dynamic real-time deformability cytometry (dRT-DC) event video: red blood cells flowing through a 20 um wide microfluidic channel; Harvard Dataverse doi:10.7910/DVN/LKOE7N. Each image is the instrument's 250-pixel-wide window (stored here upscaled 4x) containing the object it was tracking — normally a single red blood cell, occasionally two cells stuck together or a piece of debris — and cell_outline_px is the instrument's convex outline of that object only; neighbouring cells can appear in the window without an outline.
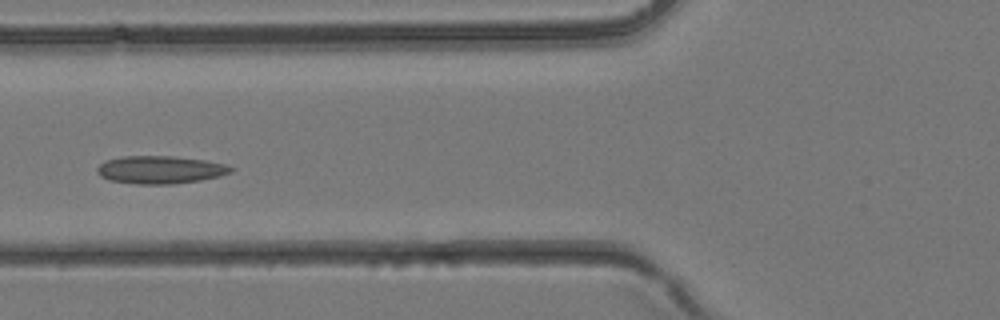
{"species": "common noctule bat (a hibernating species)", "species_latin": "Nyctalus noctula", "temperature_condition": "room temperature", "stored_images_in_passage": 29, "segment_of_instrument_passage": [1, 2], "camera_frame_rate_fps": 3000, "um_per_image_px": 0.085, "animal": {"sex": "female", "body_mass_g": 24.6, "forearm_length_mm": 56.2}, "frame": {"image": 1, "passage_image": 5, "time_ms": 1.333, "image_size_px": [1000, 320], "cell_outline_px": [[236, 168], [232, 172], [220, 176], [200, 180], [172, 184], [136, 184], [108, 180], [100, 176], [96, 172], [96, 168], [104, 160], [124, 156], [172, 156], [204, 160], [228, 164]], "centroid_in_image_um": [13.62, 14.43], "position_along_channel_um": 112.2, "area_um2": 21.91}}
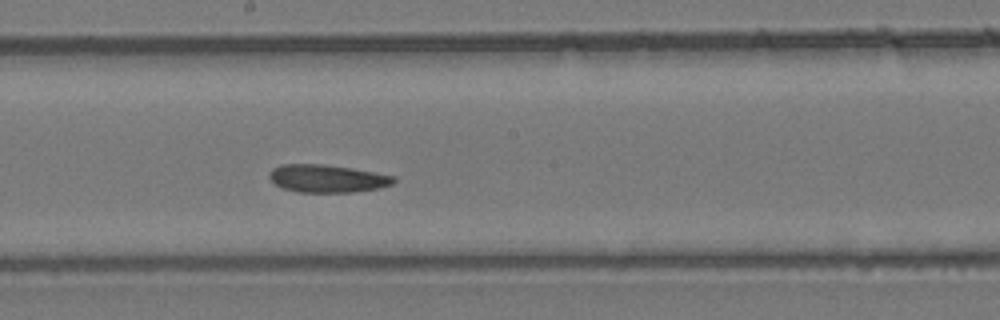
{"frame": {"image": 2, "passage_image": 11, "time_ms": 3.333, "image_size_px": [1000, 320], "cell_outline_px": [[396, 180], [392, 184], [380, 188], [352, 192], [296, 192], [284, 188], [276, 184], [268, 176], [272, 168], [280, 164], [324, 164], [352, 168], [396, 176]], "centroid_in_image_um": [27.83, 15.17], "position_along_channel_um": 220.4, "area_um2": 20.17}}
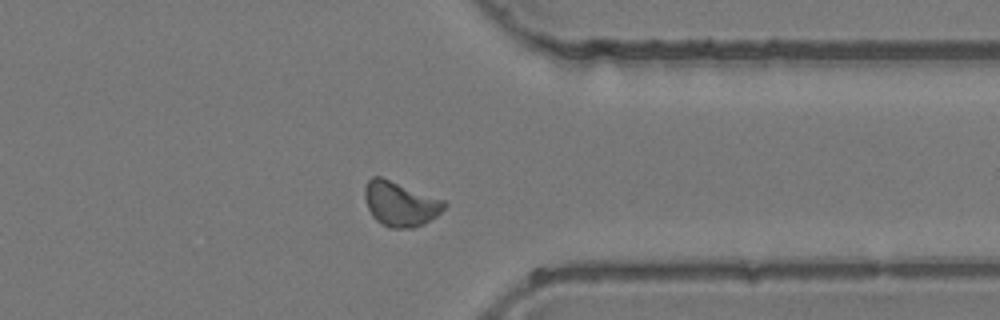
{"frame": {"image": 3, "passage_image": 20, "time_ms": 6.333, "image_size_px": [1000, 320], "cell_outline_px": [[448, 204], [436, 216], [424, 224], [412, 228], [388, 228], [376, 220], [372, 216], [368, 208], [364, 196], [364, 188], [368, 180], [372, 176], [380, 176], [444, 200]], "centroid_in_image_um": [34.01, 17.33], "position_along_channel_um": 377.4, "area_um2": 20.69}}